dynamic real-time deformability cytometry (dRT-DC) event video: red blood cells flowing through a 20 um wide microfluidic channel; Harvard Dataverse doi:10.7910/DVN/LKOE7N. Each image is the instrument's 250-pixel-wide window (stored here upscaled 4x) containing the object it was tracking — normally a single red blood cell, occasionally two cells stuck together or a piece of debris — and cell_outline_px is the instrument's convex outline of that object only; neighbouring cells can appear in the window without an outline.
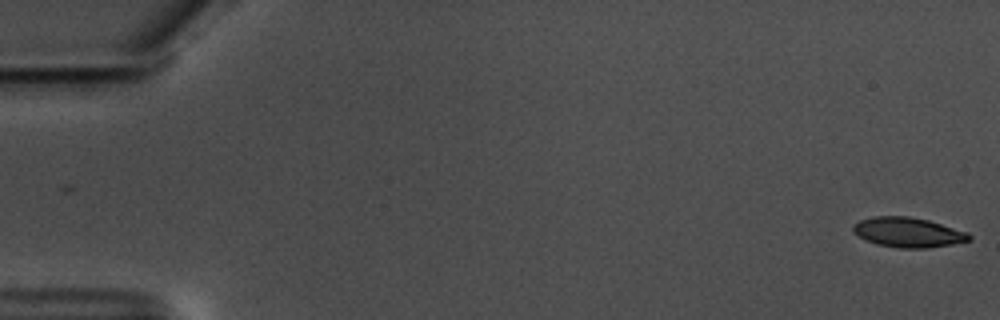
{"species": "common noctule bat (a hibernating species)", "species_latin": "Nyctalus noctula", "temperature_condition": "warm", "stored_images_in_passage": 41, "camera_frame_rate_fps": 3000, "um_per_image_px": 0.085, "animal": {"sex": "male", "body_mass_g": 17.5, "forearm_length_mm": 52.3}, "frame": {"image": 1, "passage_image": 1, "time_ms": 0.0, "image_size_px": [1000, 320], "cell_outline_px": [[972, 240], [952, 244], [928, 248], [900, 248], [876, 244], [852, 232], [852, 224], [860, 220], [872, 216], [908, 216], [928, 220], [968, 232], [972, 236]], "centroid_in_image_um": [77.19, 19.74], "position_along_channel_um": 7.8, "area_um2": 20.23}}
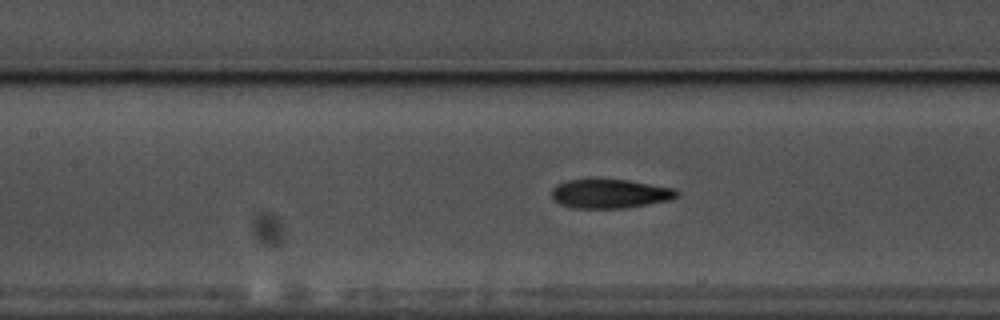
{"frame": {"image": 2, "passage_image": 27, "time_ms": 8.667, "image_size_px": [1000, 320], "cell_outline_px": [[680, 192], [676, 196], [668, 200], [648, 204], [624, 208], [572, 208], [560, 204], [552, 200], [552, 188], [556, 184], [568, 180], [588, 176], [596, 176], [628, 180], [676, 188]], "centroid_in_image_um": [51.78, 16.41], "position_along_channel_um": 155.6, "area_um2": 22.14}}
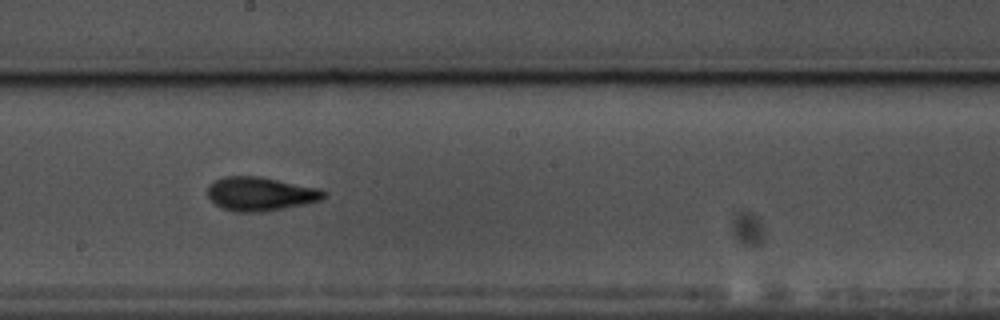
{"frame": {"image": 3, "passage_image": 33, "time_ms": 10.667, "image_size_px": [1000, 320], "cell_outline_px": [[328, 192], [320, 200], [304, 204], [260, 212], [236, 212], [224, 208], [216, 204], [208, 196], [208, 184], [224, 176], [260, 176], [320, 188]], "centroid_in_image_um": [22.14, 16.46], "position_along_channel_um": 226.1, "area_um2": 22.77}}